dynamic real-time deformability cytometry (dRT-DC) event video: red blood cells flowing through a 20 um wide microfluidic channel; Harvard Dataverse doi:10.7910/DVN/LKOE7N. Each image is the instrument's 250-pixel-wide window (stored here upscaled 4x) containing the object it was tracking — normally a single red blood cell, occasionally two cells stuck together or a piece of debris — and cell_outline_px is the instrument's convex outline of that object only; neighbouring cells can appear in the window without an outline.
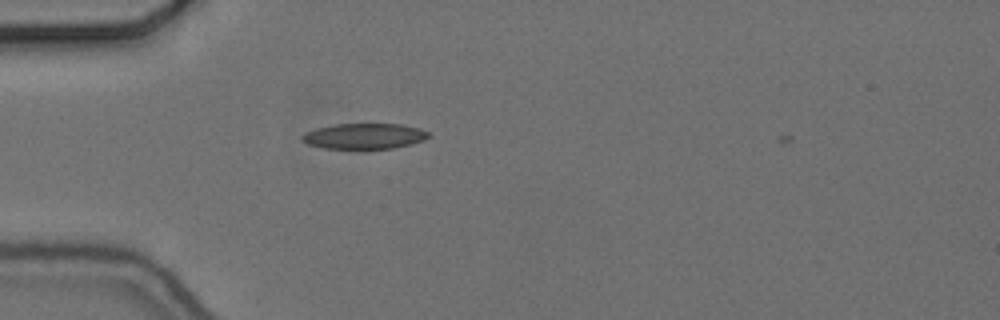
{"species": "common noctule bat (a hibernating species)", "species_latin": "Nyctalus noctula", "temperature_condition": "cold", "stored_images_in_passage": 47, "camera_frame_rate_fps": 3000, "um_per_image_px": 0.085, "animal": {"sex": "female", "body_mass_g": 24.6, "forearm_length_mm": 56.2}, "frame": {"image": 1, "passage_image": 8, "time_ms": 2.333, "image_size_px": [1000, 320], "cell_outline_px": [[432, 136], [424, 140], [412, 144], [392, 148], [324, 148], [308, 144], [300, 140], [300, 136], [316, 128], [332, 124], [400, 124], [420, 128], [428, 132]], "centroid_in_image_um": [30.98, 11.56], "position_along_channel_um": 54.0, "area_um2": 18.84}}
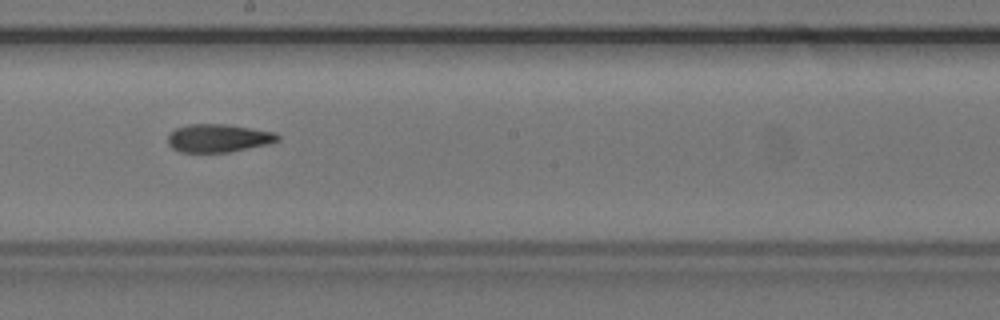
{"frame": {"image": 2, "passage_image": 23, "time_ms": 7.333, "image_size_px": [1000, 320], "cell_outline_px": [[280, 140], [268, 144], [228, 152], [180, 152], [172, 148], [168, 144], [168, 136], [176, 128], [188, 124], [224, 124], [276, 132], [280, 136]], "centroid_in_image_um": [18.57, 11.74], "position_along_channel_um": 229.6, "area_um2": 17.92}}
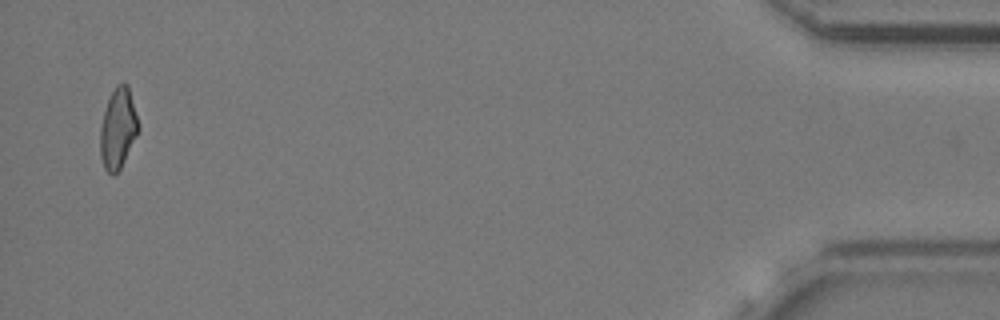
{"frame": {"image": 3, "passage_image": 46, "time_ms": 15.0, "image_size_px": [1000, 320], "cell_outline_px": [[140, 128], [120, 168], [112, 176], [104, 168], [100, 156], [100, 128], [104, 112], [108, 100], [116, 84], [124, 80], [128, 84]], "centroid_in_image_um": [10.02, 10.89], "position_along_channel_um": 425.2, "area_um2": 17.8}, "authors_computed_cell_mechanics": {"area_um2": 18.0914, "velocity_mm_per_s": 3.6817, "shape_relaxation_time_tau1_ms": null, "shape_relaxation_time_tau2_ms": 5.561, "deformation_change_tau1": null, "deformation_change_tau2": 0.1355}}